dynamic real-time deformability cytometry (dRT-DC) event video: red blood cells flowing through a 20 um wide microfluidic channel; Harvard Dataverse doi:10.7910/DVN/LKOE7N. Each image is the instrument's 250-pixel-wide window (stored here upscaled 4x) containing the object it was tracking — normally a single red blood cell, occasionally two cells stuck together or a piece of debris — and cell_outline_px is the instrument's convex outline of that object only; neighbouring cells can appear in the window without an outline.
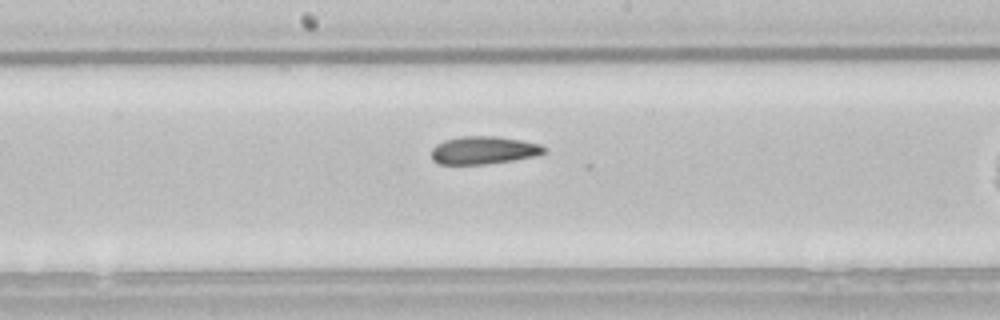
{"species": "common noctule bat (a hibernating species)", "species_latin": "Nyctalus noctula", "temperature_condition": "room temperature", "stored_images_in_passage": 39, "camera_frame_rate_fps": 3000, "um_per_image_px": 0.085, "animal": {"sex": "male", "body_mass_g": 21.5, "forearm_length_mm": 52.0}, "frame": {"image": 1, "passage_image": 19, "time_ms": 6.0, "image_size_px": [1000, 320], "cell_outline_px": [[548, 152], [536, 156], [512, 160], [484, 164], [440, 164], [432, 160], [432, 148], [436, 144], [444, 140], [460, 136], [496, 136], [520, 140], [540, 144], [548, 148]], "centroid_in_image_um": [41.13, 12.76], "position_along_channel_um": 207.1, "area_um2": 18.38}, "authors_computed_cell_mechanics": {"area_um2": 18.7272, "velocity_mm_per_s": 3.8294, "shape_relaxation_time_tau1_ms": null, "shape_relaxation_time_tau2_ms": 3.2766, "deformation_change_tau1": null, "deformation_change_tau2": 0.0928}}